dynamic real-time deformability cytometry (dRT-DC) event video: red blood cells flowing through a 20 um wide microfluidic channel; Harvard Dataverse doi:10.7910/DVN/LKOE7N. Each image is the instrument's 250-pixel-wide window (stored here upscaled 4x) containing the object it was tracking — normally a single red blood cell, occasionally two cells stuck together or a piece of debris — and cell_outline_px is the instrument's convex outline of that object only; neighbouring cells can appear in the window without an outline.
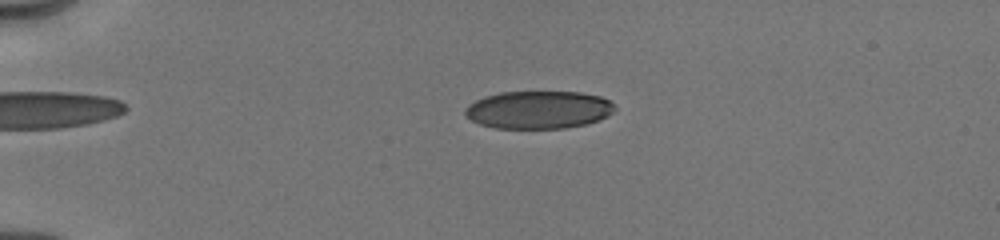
{"species": "human", "species_latin": "Homo sapiens", "temperature_condition": "cold", "stored_images_in_passage": 11, "camera_frame_rate_fps": 3000, "um_per_image_px": 0.085, "donor": {"sex": "male"}, "frame": {"image": 1, "passage_image": 7, "time_ms": 3.667, "image_size_px": [1000, 240], "cell_outline_px": [[616, 108], [608, 116], [600, 120], [584, 124], [564, 128], [496, 128], [480, 124], [464, 116], [464, 108], [468, 104], [484, 96], [500, 92], [580, 92], [600, 96], [608, 100]], "centroid_in_image_um": [45.74, 9.33], "position_along_channel_um": 39.3, "area_um2": 33.0}}
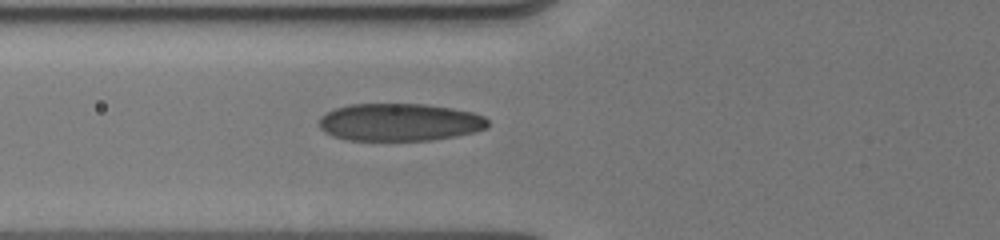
{"frame": {"image": 2, "passage_image": 11, "time_ms": 6.333, "image_size_px": [1000, 240], "cell_outline_px": [[488, 128], [476, 132], [456, 136], [428, 140], [348, 140], [332, 136], [324, 132], [316, 124], [320, 116], [336, 108], [348, 104], [424, 104], [452, 108], [472, 112], [484, 116], [488, 120]], "centroid_in_image_um": [33.95, 10.39], "position_along_channel_um": 91.9, "area_um2": 37.22}}